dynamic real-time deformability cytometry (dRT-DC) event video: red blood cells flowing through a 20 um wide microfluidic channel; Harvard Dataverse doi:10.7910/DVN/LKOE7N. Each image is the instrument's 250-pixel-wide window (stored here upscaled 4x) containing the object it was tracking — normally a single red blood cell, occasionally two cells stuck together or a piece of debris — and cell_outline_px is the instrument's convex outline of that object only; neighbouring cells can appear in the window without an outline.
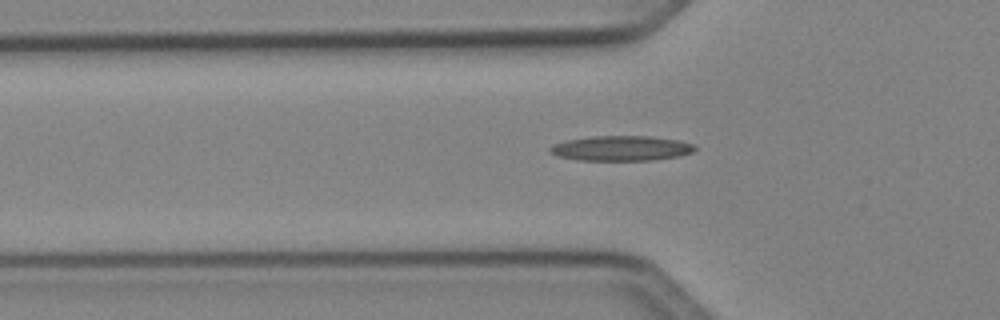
{"species": "Egyptian fruit bat (a non-hibernating species)", "species_latin": "Rousettus aegyptiacus", "temperature_condition": "cold", "stored_images_in_passage": 41, "camera_frame_rate_fps": 3000, "um_per_image_px": 0.085, "animal": {"sex": "female"}, "frame": {"image": 1, "passage_image": 12, "time_ms": 3.667, "image_size_px": [1000, 320], "cell_outline_px": [[696, 148], [692, 152], [680, 156], [652, 160], [576, 160], [556, 156], [548, 152], [548, 148], [552, 144], [564, 140], [592, 136], [652, 136], [680, 140], [692, 144]], "centroid_in_image_um": [52.74, 12.6], "position_along_channel_um": 73.1, "area_um2": 21.39}}
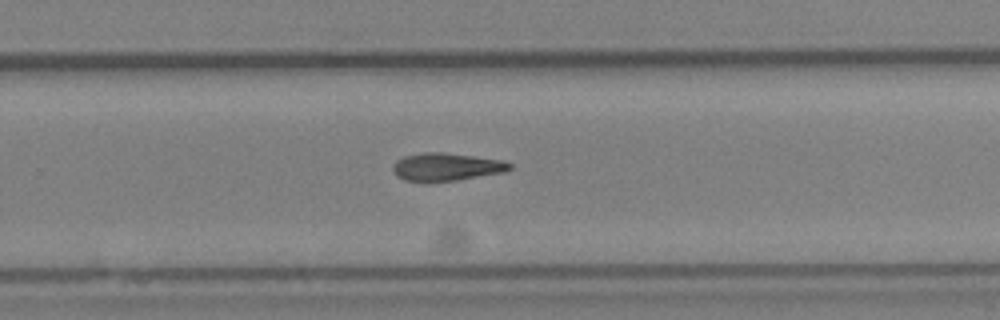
{"frame": {"image": 2, "passage_image": 28, "time_ms": 9.0, "image_size_px": [1000, 320], "cell_outline_px": [[512, 168], [504, 172], [456, 180], [404, 180], [396, 176], [392, 168], [392, 164], [396, 160], [404, 156], [424, 152], [440, 152], [472, 156], [500, 160], [512, 164]], "centroid_in_image_um": [37.91, 14.17], "position_along_channel_um": 291.9, "area_um2": 18.5}}
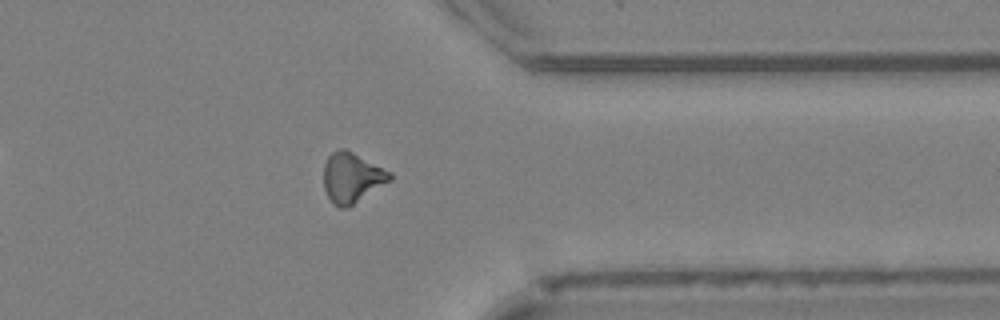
{"frame": {"image": 3, "passage_image": 35, "time_ms": 11.333, "image_size_px": [1000, 320], "cell_outline_px": [[392, 180], [348, 208], [340, 208], [332, 204], [324, 188], [324, 164], [328, 156], [332, 152], [340, 148], [344, 148], [392, 172]], "centroid_in_image_um": [29.91, 15.11], "position_along_channel_um": 381.5, "area_um2": 19.42}}